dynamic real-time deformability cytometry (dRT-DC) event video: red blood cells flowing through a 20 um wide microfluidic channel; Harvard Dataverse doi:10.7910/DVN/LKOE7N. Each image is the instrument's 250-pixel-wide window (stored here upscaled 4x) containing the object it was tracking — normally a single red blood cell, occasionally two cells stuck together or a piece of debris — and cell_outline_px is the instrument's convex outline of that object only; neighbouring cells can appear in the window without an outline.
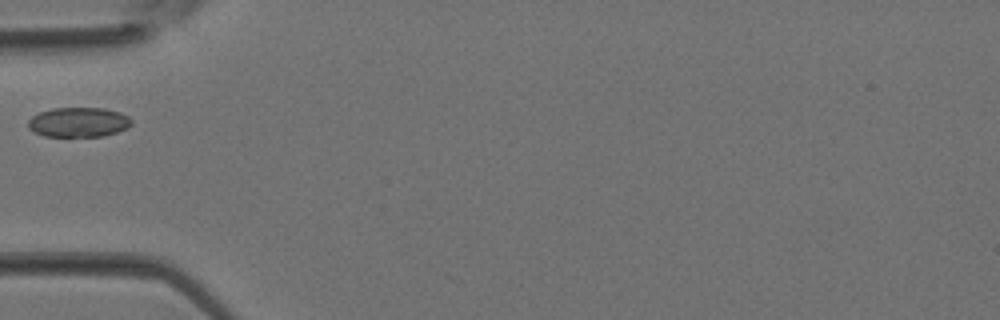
{"species": "Egyptian fruit bat (a non-hibernating species)", "species_latin": "Rousettus aegyptiacus", "temperature_condition": "room temperature", "stored_images_in_passage": 2, "camera_frame_rate_fps": 3000, "um_per_image_px": 0.085, "animal": {"sex": "female"}, "frame": {"image": 1, "passage_image": 2, "time_ms": 0.333, "image_size_px": [1000, 320], "cell_outline_px": [[132, 124], [128, 128], [104, 136], [44, 136], [28, 128], [28, 120], [32, 116], [40, 112], [52, 108], [104, 108], [120, 112], [128, 116], [132, 120]], "centroid_in_image_um": [6.69, 10.38], "position_along_channel_um": 78.3, "area_um2": 17.92}}